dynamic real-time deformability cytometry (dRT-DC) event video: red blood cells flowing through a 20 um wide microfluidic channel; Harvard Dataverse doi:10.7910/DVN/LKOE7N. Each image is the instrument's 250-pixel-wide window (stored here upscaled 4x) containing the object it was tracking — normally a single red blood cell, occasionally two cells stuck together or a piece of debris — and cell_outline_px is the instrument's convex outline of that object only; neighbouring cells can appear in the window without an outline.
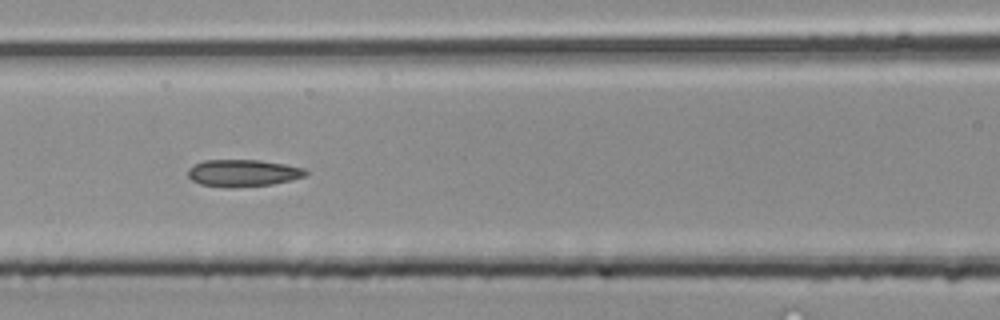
{"species": "common noctule bat (a hibernating species)", "species_latin": "Nyctalus noctula", "temperature_condition": "room temperature", "stored_images_in_passage": 5, "camera_frame_rate_fps": 3000, "um_per_image_px": 0.085, "animal": {"sex": "male", "body_mass_g": 20.4}, "frame": {"image": 1, "passage_image": 5, "time_ms": 1.333, "image_size_px": [1000, 320], "cell_outline_px": [[308, 172], [304, 176], [292, 180], [272, 184], [232, 188], [228, 188], [200, 184], [192, 180], [188, 176], [188, 168], [204, 160], [260, 160], [284, 164], [304, 168]], "centroid_in_image_um": [20.64, 14.71], "position_along_channel_um": 146.0, "area_um2": 18.55}}